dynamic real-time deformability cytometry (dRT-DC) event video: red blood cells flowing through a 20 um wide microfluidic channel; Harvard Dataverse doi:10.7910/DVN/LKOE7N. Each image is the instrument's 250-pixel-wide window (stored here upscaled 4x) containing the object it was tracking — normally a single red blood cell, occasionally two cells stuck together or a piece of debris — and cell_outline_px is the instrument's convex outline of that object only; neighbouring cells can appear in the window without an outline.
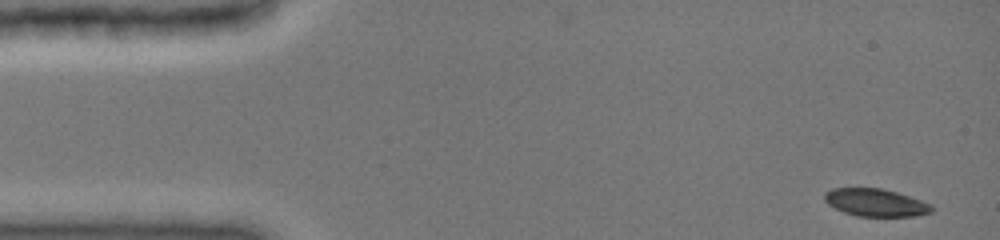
{"species": "common noctule bat (a hibernating species)", "species_latin": "Nyctalus noctula", "temperature_condition": "cold", "stored_images_in_passage": 43, "camera_frame_rate_fps": 3000, "um_per_image_px": 0.085, "animal": {"sex": "female", "body_mass_g": 19.0, "forearm_length_mm": 51.5}, "frame": {"image": 1, "passage_image": 1, "time_ms": 0.0, "image_size_px": [1000, 240], "cell_outline_px": [[932, 212], [912, 216], [856, 216], [844, 212], [828, 204], [824, 200], [824, 192], [832, 188], [880, 188], [896, 192], [932, 204]], "centroid_in_image_um": [74.39, 17.21], "position_along_channel_um": 10.6, "area_um2": 17.11}}
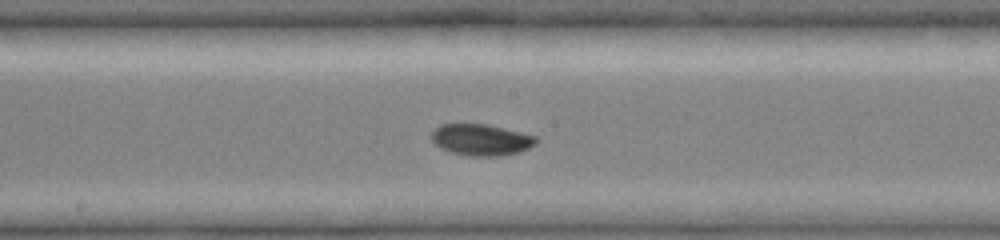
{"frame": {"image": 2, "passage_image": 24, "time_ms": 7.667, "image_size_px": [1000, 240], "cell_outline_px": [[536, 144], [520, 152], [500, 156], [468, 156], [448, 152], [440, 148], [432, 140], [432, 132], [440, 124], [488, 124], [536, 136]], "centroid_in_image_um": [40.88, 11.89], "position_along_channel_um": 207.3, "area_um2": 19.19}}
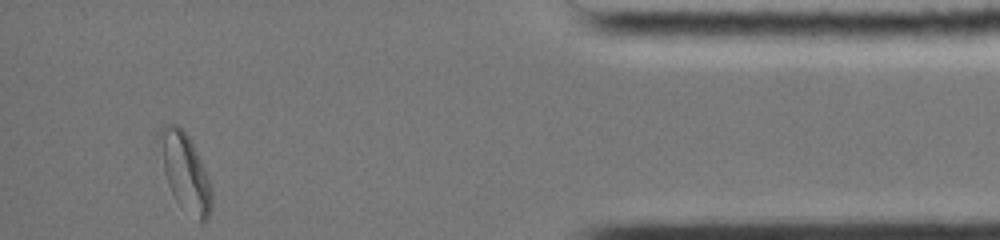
{"frame": {"image": 3, "passage_image": 43, "time_ms": 14.0, "image_size_px": [1000, 240], "cell_outline_px": [[212, 208], [208, 216], [200, 224], [176, 200], [168, 184], [164, 172], [156, 140], [160, 128], [164, 124], [176, 124], [188, 136], [200, 160], [208, 180], [212, 192]], "centroid_in_image_um": [15.69, 14.61], "position_along_channel_um": 419.5, "area_um2": 23.29}, "authors_computed_cell_mechanics": {"area_um2": 18.785, "velocity_mm_per_s": 3.9826, "shape_relaxation_time_tau1_ms": 3.2424, "shape_relaxation_time_tau2_ms": null, "deformation_change_tau1": 0.0915, "deformation_change_tau2": null}}